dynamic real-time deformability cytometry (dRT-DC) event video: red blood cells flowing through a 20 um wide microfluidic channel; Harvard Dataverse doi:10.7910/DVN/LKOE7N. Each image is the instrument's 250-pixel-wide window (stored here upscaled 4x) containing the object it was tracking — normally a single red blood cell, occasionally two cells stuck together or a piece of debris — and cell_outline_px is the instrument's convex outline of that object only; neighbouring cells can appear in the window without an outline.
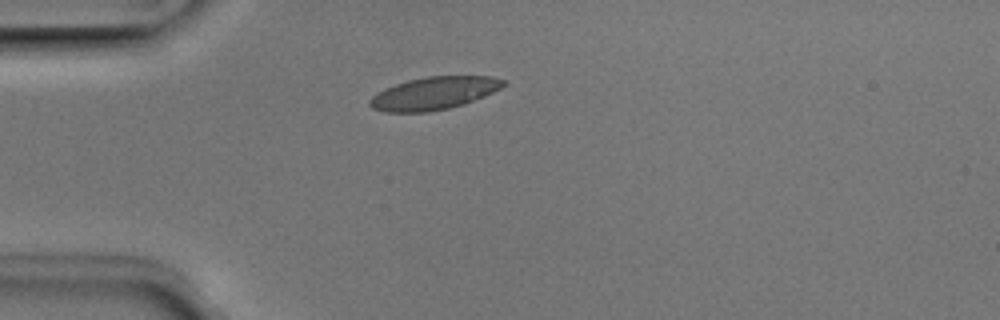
{"species": "Egyptian fruit bat (a non-hibernating species)", "species_latin": "Rousettus aegyptiacus", "temperature_condition": "room temperature", "stored_images_in_passage": 38, "camera_frame_rate_fps": 3000, "um_per_image_px": 0.085, "animal": {"sex": "male"}, "frame": {"image": 1, "passage_image": 1, "time_ms": 0.0, "image_size_px": [1000, 320], "cell_outline_px": [[504, 84], [500, 88], [484, 96], [464, 104], [448, 108], [428, 112], [384, 112], [372, 108], [368, 104], [368, 100], [372, 96], [396, 84], [408, 80], [428, 76], [492, 76], [504, 80]], "centroid_in_image_um": [36.87, 7.93], "position_along_channel_um": 48.1, "area_um2": 25.2}}
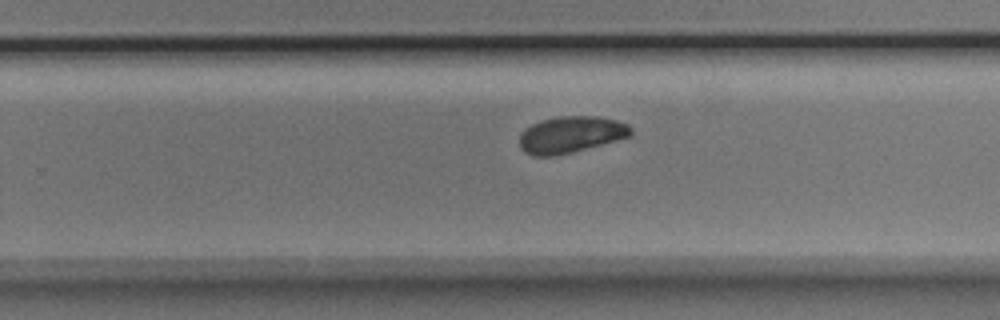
{"frame": {"image": 2, "passage_image": 20, "time_ms": 6.333, "image_size_px": [1000, 320], "cell_outline_px": [[632, 132], [628, 136], [616, 140], [572, 152], [556, 156], [532, 156], [524, 152], [520, 148], [520, 132], [524, 128], [540, 120], [556, 116], [600, 116], [616, 120], [628, 124], [632, 128]], "centroid_in_image_um": [48.47, 11.43], "position_along_channel_um": 281.3, "area_um2": 23.87}}
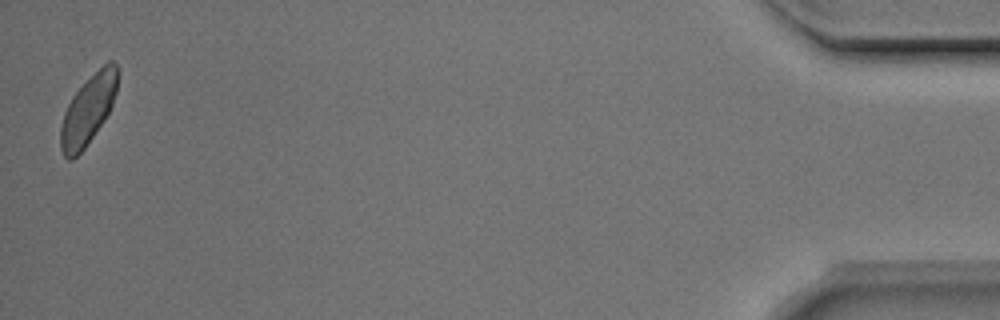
{"frame": {"image": 3, "passage_image": 38, "time_ms": 12.333, "image_size_px": [1000, 320], "cell_outline_px": [[116, 92], [112, 104], [104, 120], [84, 148], [72, 160], [68, 160], [64, 156], [60, 148], [60, 128], [64, 112], [72, 96], [108, 60], [112, 60], [116, 64]], "centroid_in_image_um": [7.45, 9.38], "position_along_channel_um": 427.7, "area_um2": 22.31}, "authors_computed_cell_mechanics": {"area_um2": 23.8425, "velocity_mm_per_s": 3.9356, "shape_relaxation_time_tau1_ms": 2.2603, "shape_relaxation_time_tau2_ms": null, "deformation_change_tau1": 0.0828, "deformation_change_tau2": null}}